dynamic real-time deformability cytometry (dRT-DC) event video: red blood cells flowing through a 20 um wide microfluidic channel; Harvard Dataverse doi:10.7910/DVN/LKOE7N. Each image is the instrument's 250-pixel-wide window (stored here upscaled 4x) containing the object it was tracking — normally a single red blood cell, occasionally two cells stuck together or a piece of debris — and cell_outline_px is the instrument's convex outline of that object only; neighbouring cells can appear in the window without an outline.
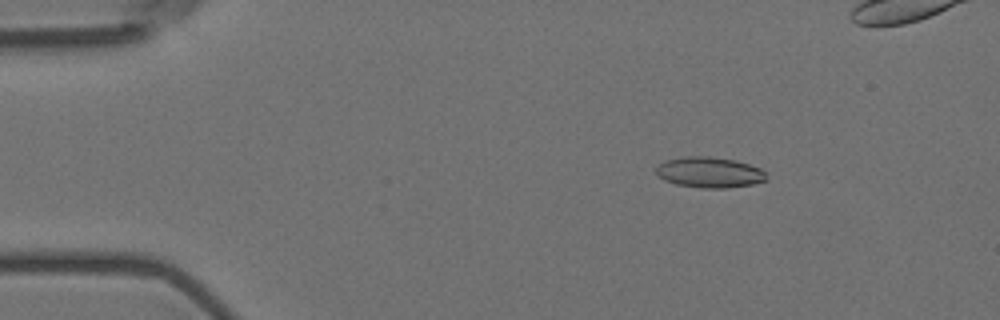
{"species": "Egyptian fruit bat (a non-hibernating species)", "species_latin": "Rousettus aegyptiacus", "temperature_condition": "room temperature", "stored_images_in_passage": 52, "camera_frame_rate_fps": 3000, "um_per_image_px": 0.085, "animal": {"sex": "female"}, "frame": {"image": 1, "passage_image": 4, "time_ms": 1.0, "image_size_px": [1000, 320], "cell_outline_px": [[768, 180], [752, 184], [728, 188], [700, 188], [676, 184], [664, 180], [656, 176], [656, 168], [664, 160], [680, 156], [708, 156], [736, 160], [760, 168], [764, 172]], "centroid_in_image_um": [60.27, 14.64], "position_along_channel_um": 24.7, "area_um2": 19.94}}
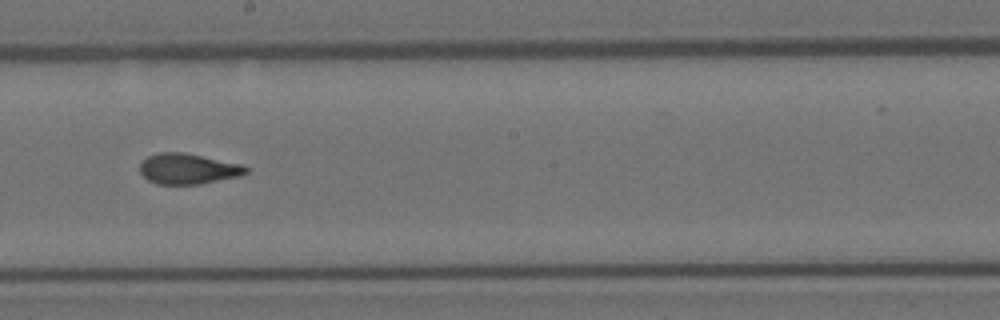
{"frame": {"image": 2, "passage_image": 27, "time_ms": 8.667, "image_size_px": [1000, 320], "cell_outline_px": [[248, 172], [240, 176], [200, 184], [156, 184], [148, 180], [140, 172], [140, 164], [148, 156], [160, 152], [184, 152], [244, 164], [248, 168]], "centroid_in_image_um": [16.01, 14.34], "position_along_channel_um": 232.2, "area_um2": 19.02}}
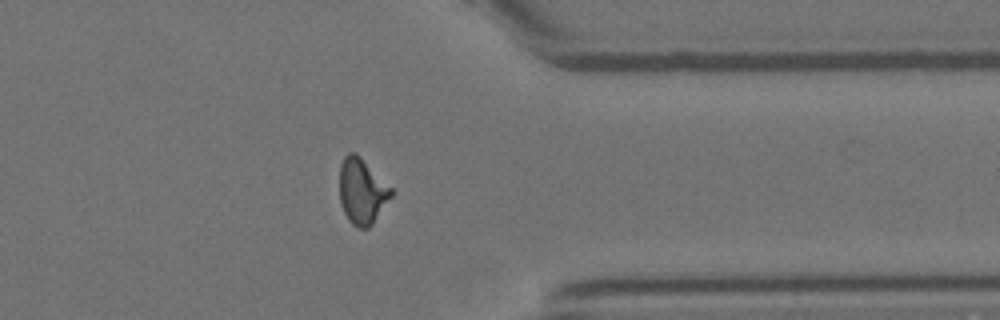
{"frame": {"image": 3, "passage_image": 40, "time_ms": 13.0, "image_size_px": [1000, 320], "cell_outline_px": [[392, 196], [372, 224], [368, 228], [360, 228], [352, 224], [348, 220], [344, 212], [340, 200], [340, 164], [344, 156], [348, 152], [356, 152], [392, 188]], "centroid_in_image_um": [30.76, 16.24], "position_along_channel_um": 380.6, "area_um2": 19.65}, "authors_computed_cell_mechanics": {"area_um2": 19.2185, "velocity_mm_per_s": 3.6315, "shape_relaxation_time_tau1_ms": 7.3594, "shape_relaxation_time_tau2_ms": 1.7026, "deformation_change_tau1": 0.217, "deformation_change_tau2": 0.0953}}